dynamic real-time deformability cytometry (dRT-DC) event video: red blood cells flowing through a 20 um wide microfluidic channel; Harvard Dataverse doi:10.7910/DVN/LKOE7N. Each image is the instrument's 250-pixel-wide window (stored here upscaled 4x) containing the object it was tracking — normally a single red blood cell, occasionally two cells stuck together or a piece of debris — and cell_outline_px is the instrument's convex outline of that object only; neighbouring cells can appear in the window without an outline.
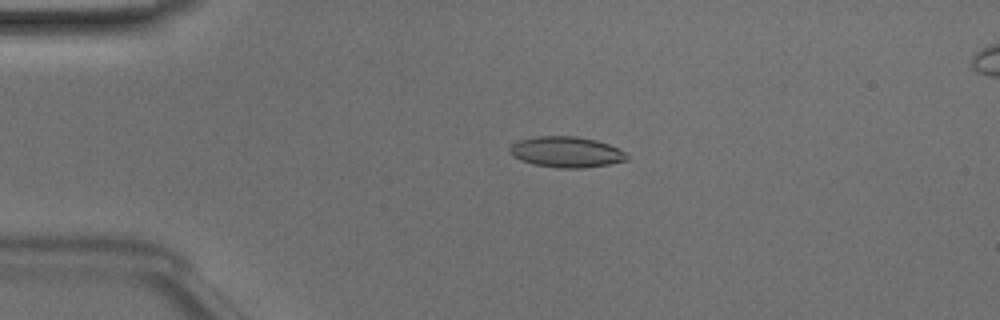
{"species": "Egyptian fruit bat (a non-hibernating species)", "species_latin": "Rousettus aegyptiacus", "temperature_condition": "room temperature", "stored_images_in_passage": 44, "camera_frame_rate_fps": 3000, "um_per_image_px": 0.085, "animal": {"sex": "male"}, "frame": {"image": 1, "passage_image": 6, "time_ms": 1.667, "image_size_px": [1000, 320], "cell_outline_px": [[628, 160], [608, 164], [584, 168], [556, 168], [532, 164], [520, 160], [512, 156], [508, 152], [508, 148], [512, 144], [520, 140], [536, 136], [576, 136], [596, 140], [608, 144], [624, 152], [628, 156]], "centroid_in_image_um": [48.09, 12.92], "position_along_channel_um": 36.9, "area_um2": 21.1}}
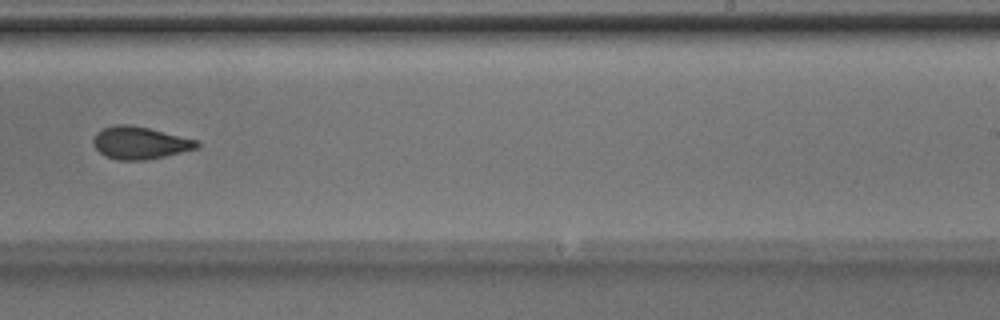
{"frame": {"image": 2, "passage_image": 26, "time_ms": 8.333, "image_size_px": [1000, 320], "cell_outline_px": [[200, 148], [148, 160], [116, 160], [104, 156], [92, 144], [92, 140], [96, 132], [104, 128], [116, 124], [128, 124], [148, 128], [200, 140]], "centroid_in_image_um": [11.91, 12.15], "position_along_channel_um": 277.1, "area_um2": 19.88}}
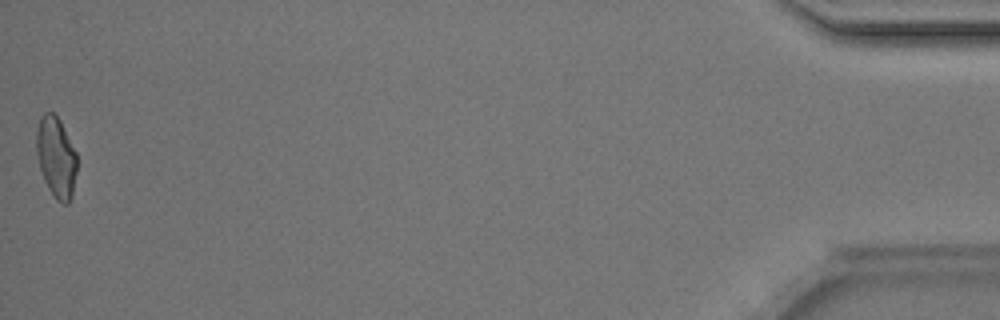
{"frame": {"image": 3, "passage_image": 44, "time_ms": 14.333, "image_size_px": [1000, 320], "cell_outline_px": [[76, 172], [72, 196], [68, 204], [64, 204], [56, 200], [48, 188], [44, 180], [40, 168], [36, 152], [36, 132], [40, 116], [44, 112], [52, 112], [60, 120], [76, 152]], "centroid_in_image_um": [4.76, 13.36], "position_along_channel_um": 430.4, "area_um2": 19.07}, "authors_computed_cell_mechanics": {"area_um2": 19.7098, "velocity_mm_per_s": 4.1444, "shape_relaxation_time_tau1_ms": 4.1782, "shape_relaxation_time_tau2_ms": 1.9406, "deformation_change_tau1": 0.1326, "deformation_change_tau2": 0.0657}}